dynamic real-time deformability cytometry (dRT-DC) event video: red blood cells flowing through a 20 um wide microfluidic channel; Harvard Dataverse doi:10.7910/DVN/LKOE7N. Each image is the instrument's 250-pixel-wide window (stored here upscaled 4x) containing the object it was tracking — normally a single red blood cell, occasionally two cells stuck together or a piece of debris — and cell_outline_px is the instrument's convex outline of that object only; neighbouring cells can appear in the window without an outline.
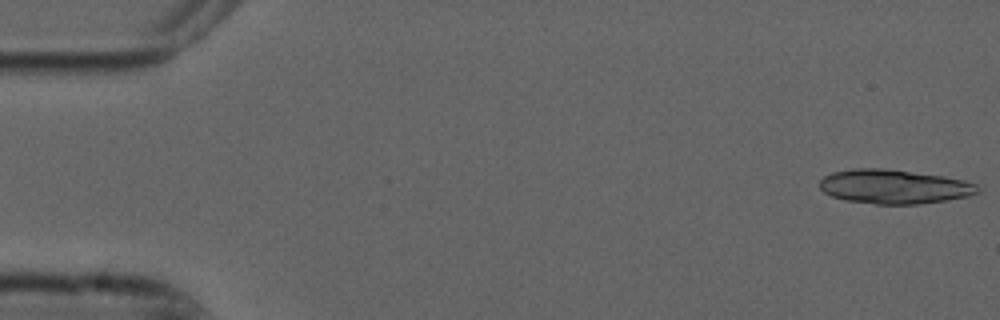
{"species": "common noctule bat (a hibernating species)", "species_latin": "Nyctalus noctula", "temperature_condition": "cold", "stored_images_in_passage": 33, "camera_frame_rate_fps": 3000, "um_per_image_px": 0.085, "animal": {"sex": "male", "forearm_length_mm": 52.5}, "frame": {"image": 1, "passage_image": 1, "time_ms": 0.0, "image_size_px": [1000, 320], "cell_outline_px": [[980, 192], [968, 196], [948, 200], [920, 204], [876, 204], [848, 200], [832, 196], [824, 192], [820, 188], [820, 180], [824, 176], [832, 172], [852, 168], [884, 168], [944, 176], [964, 180], [976, 184], [980, 188]], "centroid_in_image_um": [76.02, 15.86], "position_along_channel_um": 9.0, "area_um2": 31.56}}
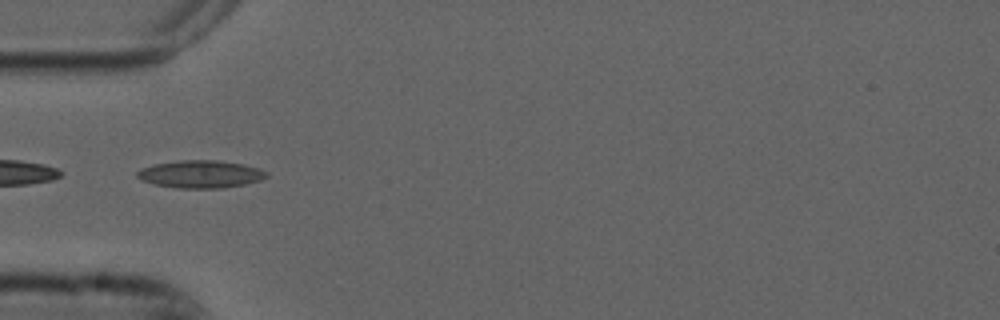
{"frame": {"image": 2, "passage_image": 17, "time_ms": 5.333, "image_size_px": [1000, 320], "cell_outline_px": [[268, 176], [260, 180], [244, 184], [224, 188], [176, 188], [156, 184], [140, 180], [136, 176], [136, 172], [140, 168], [152, 164], [180, 160], [216, 160], [244, 164], [260, 168], [268, 172]], "centroid_in_image_um": [17.03, 14.79], "position_along_channel_um": 68.0, "area_um2": 20.98}}
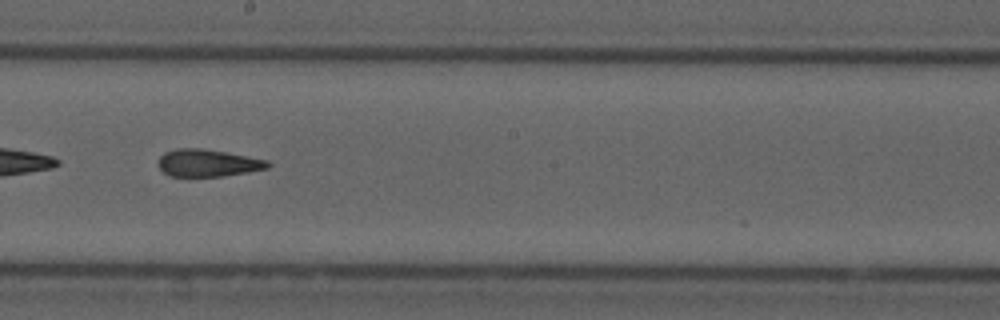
{"frame": {"image": 3, "passage_image": 30, "time_ms": 9.667, "image_size_px": [1000, 320], "cell_outline_px": [[272, 164], [268, 168], [248, 172], [224, 176], [168, 176], [160, 168], [160, 156], [164, 152], [176, 148], [200, 148], [224, 152], [268, 160]], "centroid_in_image_um": [17.68, 13.85], "position_along_channel_um": 230.5, "area_um2": 17.28}}